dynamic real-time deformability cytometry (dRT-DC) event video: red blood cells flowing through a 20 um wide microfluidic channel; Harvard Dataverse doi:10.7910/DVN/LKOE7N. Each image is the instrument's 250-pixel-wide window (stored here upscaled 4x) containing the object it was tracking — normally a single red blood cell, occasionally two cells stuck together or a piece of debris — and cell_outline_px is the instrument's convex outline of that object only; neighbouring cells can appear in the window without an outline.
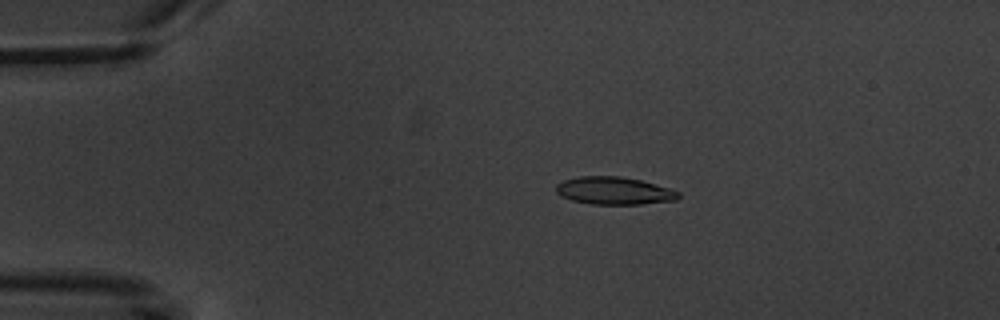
{"species": "common noctule bat (a hibernating species)", "species_latin": "Nyctalus noctula", "temperature_condition": "warm", "stored_images_in_passage": 5, "camera_frame_rate_fps": 3000, "um_per_image_px": 0.085, "animal": {"sex": "male", "body_mass_g": 20.1, "forearm_length_mm": 53.5}, "frame": {"image": 1, "passage_image": 3, "time_ms": 2.333, "image_size_px": [1000, 320], "cell_outline_px": [[680, 196], [676, 200], [640, 204], [592, 204], [572, 200], [560, 196], [556, 192], [556, 184], [564, 180], [580, 176], [620, 176], [640, 180], [668, 188], [680, 192]], "centroid_in_image_um": [52.18, 16.21], "position_along_channel_um": 32.8, "area_um2": 19.59}}
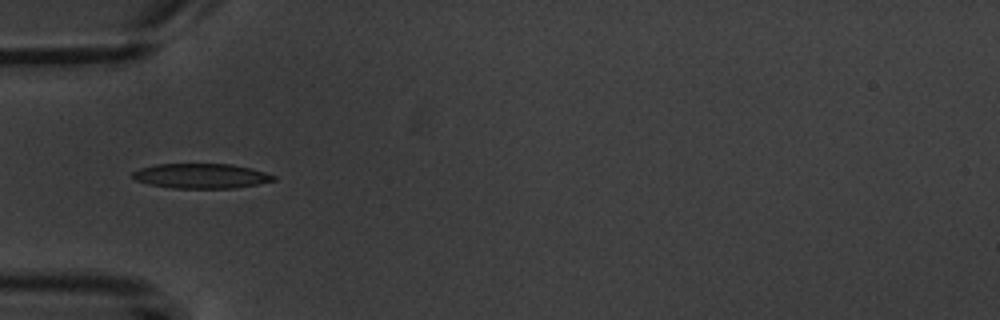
{"frame": {"image": 2, "passage_image": 5, "time_ms": 4.667, "image_size_px": [1000, 320], "cell_outline_px": [[276, 180], [236, 188], [172, 188], [148, 184], [136, 180], [132, 176], [132, 172], [140, 168], [156, 164], [232, 164], [264, 172], [276, 176]], "centroid_in_image_um": [17.07, 14.96], "position_along_channel_um": 67.9, "area_um2": 20.29}}